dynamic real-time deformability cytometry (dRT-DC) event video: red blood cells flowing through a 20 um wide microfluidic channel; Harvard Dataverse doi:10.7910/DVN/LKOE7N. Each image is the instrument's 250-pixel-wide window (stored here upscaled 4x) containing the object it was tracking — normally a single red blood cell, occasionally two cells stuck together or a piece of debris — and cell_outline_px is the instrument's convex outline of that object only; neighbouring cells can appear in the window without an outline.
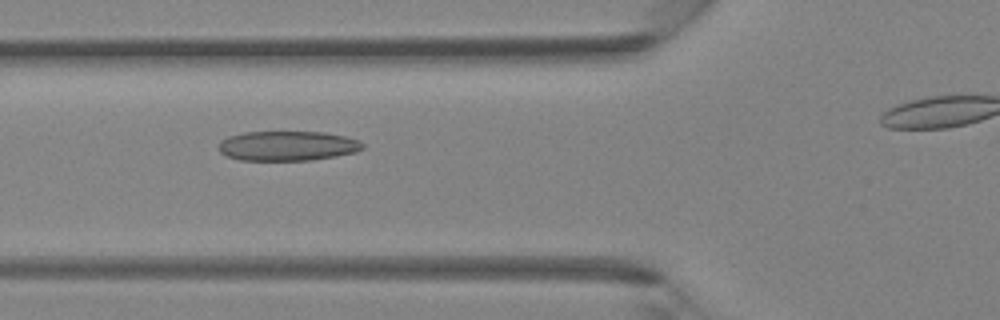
{"species": "Egyptian fruit bat (a non-hibernating species)", "species_latin": "Rousettus aegyptiacus", "temperature_condition": "room temperature", "stored_images_in_passage": 34, "camera_frame_rate_fps": 3000, "um_per_image_px": 0.085, "animal": {"sex": "female"}, "frame": {"image": 1, "passage_image": 14, "time_ms": 4.333, "image_size_px": [1000, 320], "cell_outline_px": [[364, 148], [356, 152], [336, 156], [312, 160], [240, 160], [228, 156], [220, 152], [220, 140], [228, 136], [244, 132], [324, 132], [344, 136], [360, 140], [364, 144]], "centroid_in_image_um": [24.47, 12.39], "position_along_channel_um": 101.3, "area_um2": 24.97}}
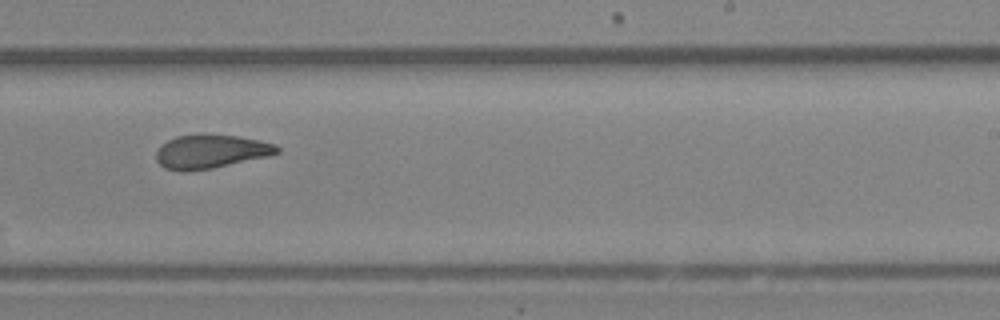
{"frame": {"image": 2, "passage_image": 25, "time_ms": 8.0, "image_size_px": [1000, 320], "cell_outline_px": [[280, 152], [268, 156], [212, 168], [164, 168], [156, 160], [156, 152], [168, 140], [176, 136], [240, 136], [260, 140], [276, 144], [280, 148]], "centroid_in_image_um": [18.01, 12.86], "position_along_channel_um": 271.0, "area_um2": 22.54}}
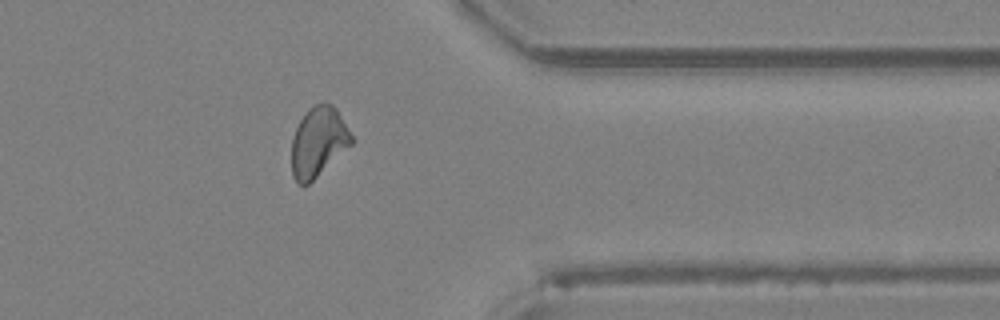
{"frame": {"image": 3, "passage_image": 33, "time_ms": 10.667, "image_size_px": [1000, 320], "cell_outline_px": [[356, 140], [352, 144], [308, 184], [296, 184], [292, 176], [292, 136], [300, 120], [308, 108], [320, 100], [332, 104], [336, 108]], "centroid_in_image_um": [27.06, 12.02], "position_along_channel_um": 384.3, "area_um2": 24.57}}